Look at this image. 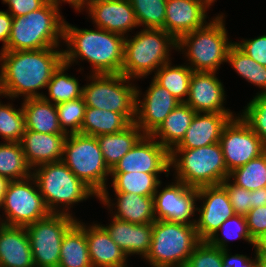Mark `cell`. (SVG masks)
<instances>
[{"mask_svg":"<svg viewBox=\"0 0 266 267\" xmlns=\"http://www.w3.org/2000/svg\"><path fill=\"white\" fill-rule=\"evenodd\" d=\"M58 48V49H57ZM64 62L59 47L30 51H0V92L10 99L43 97L53 73Z\"/></svg>","mask_w":266,"mask_h":267,"instance_id":"1","label":"cell"},{"mask_svg":"<svg viewBox=\"0 0 266 267\" xmlns=\"http://www.w3.org/2000/svg\"><path fill=\"white\" fill-rule=\"evenodd\" d=\"M125 37L104 29H79L64 22V63H77V58L87 60L91 74H122Z\"/></svg>","mask_w":266,"mask_h":267,"instance_id":"2","label":"cell"},{"mask_svg":"<svg viewBox=\"0 0 266 267\" xmlns=\"http://www.w3.org/2000/svg\"><path fill=\"white\" fill-rule=\"evenodd\" d=\"M59 8V5L47 2L40 9L29 12L25 16L13 17L7 47L3 51L60 47L65 19Z\"/></svg>","mask_w":266,"mask_h":267,"instance_id":"3","label":"cell"},{"mask_svg":"<svg viewBox=\"0 0 266 267\" xmlns=\"http://www.w3.org/2000/svg\"><path fill=\"white\" fill-rule=\"evenodd\" d=\"M124 40L122 74L129 79L144 78L170 62V50L177 40L163 29L143 28ZM156 69V70H155Z\"/></svg>","mask_w":266,"mask_h":267,"instance_id":"4","label":"cell"},{"mask_svg":"<svg viewBox=\"0 0 266 267\" xmlns=\"http://www.w3.org/2000/svg\"><path fill=\"white\" fill-rule=\"evenodd\" d=\"M224 18L223 14H218L203 28L186 33L177 40V51L185 52L191 64L187 66L192 71L217 72L220 65L227 62L234 42L229 41Z\"/></svg>","mask_w":266,"mask_h":267,"instance_id":"5","label":"cell"},{"mask_svg":"<svg viewBox=\"0 0 266 267\" xmlns=\"http://www.w3.org/2000/svg\"><path fill=\"white\" fill-rule=\"evenodd\" d=\"M32 170L39 192L51 213L72 215L69 210L74 206L73 204L86 201L92 196L98 198V195L82 182L62 160L41 164Z\"/></svg>","mask_w":266,"mask_h":267,"instance_id":"6","label":"cell"},{"mask_svg":"<svg viewBox=\"0 0 266 267\" xmlns=\"http://www.w3.org/2000/svg\"><path fill=\"white\" fill-rule=\"evenodd\" d=\"M171 167L176 170L177 181L194 188L222 184L230 174L219 142L194 149H173Z\"/></svg>","mask_w":266,"mask_h":267,"instance_id":"7","label":"cell"},{"mask_svg":"<svg viewBox=\"0 0 266 267\" xmlns=\"http://www.w3.org/2000/svg\"><path fill=\"white\" fill-rule=\"evenodd\" d=\"M152 226V241L144 258L148 264L151 267H185L201 242L195 225L155 220Z\"/></svg>","mask_w":266,"mask_h":267,"instance_id":"8","label":"cell"},{"mask_svg":"<svg viewBox=\"0 0 266 267\" xmlns=\"http://www.w3.org/2000/svg\"><path fill=\"white\" fill-rule=\"evenodd\" d=\"M62 161L98 197L107 190L110 170L104 162L95 136L67 134Z\"/></svg>","mask_w":266,"mask_h":267,"instance_id":"9","label":"cell"},{"mask_svg":"<svg viewBox=\"0 0 266 267\" xmlns=\"http://www.w3.org/2000/svg\"><path fill=\"white\" fill-rule=\"evenodd\" d=\"M90 75L91 82L82 86L86 107L124 114L134 123L137 87L130 81L135 79L123 74Z\"/></svg>","mask_w":266,"mask_h":267,"instance_id":"10","label":"cell"},{"mask_svg":"<svg viewBox=\"0 0 266 267\" xmlns=\"http://www.w3.org/2000/svg\"><path fill=\"white\" fill-rule=\"evenodd\" d=\"M76 222L75 216L50 213L25 226L35 267H58L63 236Z\"/></svg>","mask_w":266,"mask_h":267,"instance_id":"11","label":"cell"},{"mask_svg":"<svg viewBox=\"0 0 266 267\" xmlns=\"http://www.w3.org/2000/svg\"><path fill=\"white\" fill-rule=\"evenodd\" d=\"M2 208L5 217L2 220L0 218V223L9 226L25 227L51 213L32 175L25 179L8 182Z\"/></svg>","mask_w":266,"mask_h":267,"instance_id":"12","label":"cell"},{"mask_svg":"<svg viewBox=\"0 0 266 267\" xmlns=\"http://www.w3.org/2000/svg\"><path fill=\"white\" fill-rule=\"evenodd\" d=\"M219 143L229 173L266 151V145L239 114L224 127Z\"/></svg>","mask_w":266,"mask_h":267,"instance_id":"13","label":"cell"},{"mask_svg":"<svg viewBox=\"0 0 266 267\" xmlns=\"http://www.w3.org/2000/svg\"><path fill=\"white\" fill-rule=\"evenodd\" d=\"M161 184L162 182L153 196L155 220L195 225L196 219L190 220V218L197 211L195 202L198 200L197 188L175 180V183L172 182L171 185L159 190V187L162 188Z\"/></svg>","mask_w":266,"mask_h":267,"instance_id":"14","label":"cell"},{"mask_svg":"<svg viewBox=\"0 0 266 267\" xmlns=\"http://www.w3.org/2000/svg\"><path fill=\"white\" fill-rule=\"evenodd\" d=\"M197 193L198 200H202L203 204L197 207L199 218L195 228L200 241H207L235 212L226 189L221 184L197 188Z\"/></svg>","mask_w":266,"mask_h":267,"instance_id":"15","label":"cell"},{"mask_svg":"<svg viewBox=\"0 0 266 267\" xmlns=\"http://www.w3.org/2000/svg\"><path fill=\"white\" fill-rule=\"evenodd\" d=\"M170 152L151 135H144L110 173H170Z\"/></svg>","mask_w":266,"mask_h":267,"instance_id":"16","label":"cell"},{"mask_svg":"<svg viewBox=\"0 0 266 267\" xmlns=\"http://www.w3.org/2000/svg\"><path fill=\"white\" fill-rule=\"evenodd\" d=\"M147 89L140 100L142 94L139 87L136 88L134 123L145 135H151L181 102L153 79Z\"/></svg>","mask_w":266,"mask_h":267,"instance_id":"17","label":"cell"},{"mask_svg":"<svg viewBox=\"0 0 266 267\" xmlns=\"http://www.w3.org/2000/svg\"><path fill=\"white\" fill-rule=\"evenodd\" d=\"M216 72L193 71L185 103L198 113H233L224 107L225 89Z\"/></svg>","mask_w":266,"mask_h":267,"instance_id":"18","label":"cell"},{"mask_svg":"<svg viewBox=\"0 0 266 267\" xmlns=\"http://www.w3.org/2000/svg\"><path fill=\"white\" fill-rule=\"evenodd\" d=\"M85 8L97 28L127 37V32L139 27L129 0H98Z\"/></svg>","mask_w":266,"mask_h":267,"instance_id":"19","label":"cell"},{"mask_svg":"<svg viewBox=\"0 0 266 267\" xmlns=\"http://www.w3.org/2000/svg\"><path fill=\"white\" fill-rule=\"evenodd\" d=\"M207 10L200 0H167L164 30L178 40L208 23Z\"/></svg>","mask_w":266,"mask_h":267,"instance_id":"20","label":"cell"},{"mask_svg":"<svg viewBox=\"0 0 266 267\" xmlns=\"http://www.w3.org/2000/svg\"><path fill=\"white\" fill-rule=\"evenodd\" d=\"M234 117L233 113L196 112L184 138L174 149H194L219 142L224 127Z\"/></svg>","mask_w":266,"mask_h":267,"instance_id":"21","label":"cell"},{"mask_svg":"<svg viewBox=\"0 0 266 267\" xmlns=\"http://www.w3.org/2000/svg\"><path fill=\"white\" fill-rule=\"evenodd\" d=\"M111 218L112 221L109 225L100 224L107 231L111 239L128 257L138 254L144 259L149 252L152 241V223L134 224L115 217Z\"/></svg>","mask_w":266,"mask_h":267,"instance_id":"22","label":"cell"},{"mask_svg":"<svg viewBox=\"0 0 266 267\" xmlns=\"http://www.w3.org/2000/svg\"><path fill=\"white\" fill-rule=\"evenodd\" d=\"M67 134H47L25 130L21 145L28 165L33 169L38 165L61 161Z\"/></svg>","mask_w":266,"mask_h":267,"instance_id":"23","label":"cell"},{"mask_svg":"<svg viewBox=\"0 0 266 267\" xmlns=\"http://www.w3.org/2000/svg\"><path fill=\"white\" fill-rule=\"evenodd\" d=\"M116 203L109 197V193L105 190L98 200L107 205L112 211L115 205V212L112 216L134 224H151L155 221L153 196H140L127 192H115ZM113 206V207H112Z\"/></svg>","mask_w":266,"mask_h":267,"instance_id":"24","label":"cell"},{"mask_svg":"<svg viewBox=\"0 0 266 267\" xmlns=\"http://www.w3.org/2000/svg\"><path fill=\"white\" fill-rule=\"evenodd\" d=\"M0 267H35L25 227L0 223Z\"/></svg>","mask_w":266,"mask_h":267,"instance_id":"25","label":"cell"},{"mask_svg":"<svg viewBox=\"0 0 266 267\" xmlns=\"http://www.w3.org/2000/svg\"><path fill=\"white\" fill-rule=\"evenodd\" d=\"M86 240L92 267H113L127 263L128 256L100 224L86 226Z\"/></svg>","mask_w":266,"mask_h":267,"instance_id":"26","label":"cell"},{"mask_svg":"<svg viewBox=\"0 0 266 267\" xmlns=\"http://www.w3.org/2000/svg\"><path fill=\"white\" fill-rule=\"evenodd\" d=\"M22 110L27 130L47 134H66L60 128L56 106L43 97L24 99Z\"/></svg>","mask_w":266,"mask_h":267,"instance_id":"27","label":"cell"},{"mask_svg":"<svg viewBox=\"0 0 266 267\" xmlns=\"http://www.w3.org/2000/svg\"><path fill=\"white\" fill-rule=\"evenodd\" d=\"M195 114L189 105L181 102L151 136L171 152L184 138Z\"/></svg>","mask_w":266,"mask_h":267,"instance_id":"28","label":"cell"},{"mask_svg":"<svg viewBox=\"0 0 266 267\" xmlns=\"http://www.w3.org/2000/svg\"><path fill=\"white\" fill-rule=\"evenodd\" d=\"M144 135L135 123H131L120 132L103 134L96 137L104 162L110 171Z\"/></svg>","mask_w":266,"mask_h":267,"instance_id":"29","label":"cell"},{"mask_svg":"<svg viewBox=\"0 0 266 267\" xmlns=\"http://www.w3.org/2000/svg\"><path fill=\"white\" fill-rule=\"evenodd\" d=\"M58 267H92L84 222L77 220L63 236Z\"/></svg>","mask_w":266,"mask_h":267,"instance_id":"30","label":"cell"},{"mask_svg":"<svg viewBox=\"0 0 266 267\" xmlns=\"http://www.w3.org/2000/svg\"><path fill=\"white\" fill-rule=\"evenodd\" d=\"M131 123L124 114L86 107L80 133L97 137L120 132Z\"/></svg>","mask_w":266,"mask_h":267,"instance_id":"31","label":"cell"},{"mask_svg":"<svg viewBox=\"0 0 266 267\" xmlns=\"http://www.w3.org/2000/svg\"><path fill=\"white\" fill-rule=\"evenodd\" d=\"M193 71L186 65L163 64L153 75V80L166 88L179 102H185L189 93Z\"/></svg>","mask_w":266,"mask_h":267,"instance_id":"32","label":"cell"},{"mask_svg":"<svg viewBox=\"0 0 266 267\" xmlns=\"http://www.w3.org/2000/svg\"><path fill=\"white\" fill-rule=\"evenodd\" d=\"M158 174L144 172L110 173L114 192H127L140 196H154L162 182Z\"/></svg>","mask_w":266,"mask_h":267,"instance_id":"33","label":"cell"},{"mask_svg":"<svg viewBox=\"0 0 266 267\" xmlns=\"http://www.w3.org/2000/svg\"><path fill=\"white\" fill-rule=\"evenodd\" d=\"M32 175L19 142L0 143V176L8 181L25 179Z\"/></svg>","mask_w":266,"mask_h":267,"instance_id":"34","label":"cell"},{"mask_svg":"<svg viewBox=\"0 0 266 267\" xmlns=\"http://www.w3.org/2000/svg\"><path fill=\"white\" fill-rule=\"evenodd\" d=\"M69 67L63 62L47 84L49 97L43 95V98L54 105L82 97L83 87H80L78 78L65 73Z\"/></svg>","mask_w":266,"mask_h":267,"instance_id":"35","label":"cell"},{"mask_svg":"<svg viewBox=\"0 0 266 267\" xmlns=\"http://www.w3.org/2000/svg\"><path fill=\"white\" fill-rule=\"evenodd\" d=\"M227 63H230L242 79L262 89L257 94L266 95L265 66L250 58L235 43L229 49Z\"/></svg>","mask_w":266,"mask_h":267,"instance_id":"36","label":"cell"},{"mask_svg":"<svg viewBox=\"0 0 266 267\" xmlns=\"http://www.w3.org/2000/svg\"><path fill=\"white\" fill-rule=\"evenodd\" d=\"M233 183L249 191L266 187V151L229 174Z\"/></svg>","mask_w":266,"mask_h":267,"instance_id":"37","label":"cell"},{"mask_svg":"<svg viewBox=\"0 0 266 267\" xmlns=\"http://www.w3.org/2000/svg\"><path fill=\"white\" fill-rule=\"evenodd\" d=\"M219 231H221L220 233L222 235L220 237ZM239 238L250 243L252 246L254 245V240L251 238L248 231L245 216L235 214L234 216L223 222L217 232L212 237H210L207 242L211 246L220 248L221 250H227V243L229 242L228 240H235Z\"/></svg>","mask_w":266,"mask_h":267,"instance_id":"38","label":"cell"},{"mask_svg":"<svg viewBox=\"0 0 266 267\" xmlns=\"http://www.w3.org/2000/svg\"><path fill=\"white\" fill-rule=\"evenodd\" d=\"M129 2L139 26L164 30L167 0H129Z\"/></svg>","mask_w":266,"mask_h":267,"instance_id":"39","label":"cell"},{"mask_svg":"<svg viewBox=\"0 0 266 267\" xmlns=\"http://www.w3.org/2000/svg\"><path fill=\"white\" fill-rule=\"evenodd\" d=\"M25 117L21 108L0 102V136L5 142H21L25 133Z\"/></svg>","mask_w":266,"mask_h":267,"instance_id":"40","label":"cell"},{"mask_svg":"<svg viewBox=\"0 0 266 267\" xmlns=\"http://www.w3.org/2000/svg\"><path fill=\"white\" fill-rule=\"evenodd\" d=\"M55 106L62 131L66 134L80 133L86 111L83 96L74 100L59 103Z\"/></svg>","mask_w":266,"mask_h":267,"instance_id":"41","label":"cell"},{"mask_svg":"<svg viewBox=\"0 0 266 267\" xmlns=\"http://www.w3.org/2000/svg\"><path fill=\"white\" fill-rule=\"evenodd\" d=\"M239 115L266 145V95L257 94Z\"/></svg>","mask_w":266,"mask_h":267,"instance_id":"42","label":"cell"},{"mask_svg":"<svg viewBox=\"0 0 266 267\" xmlns=\"http://www.w3.org/2000/svg\"><path fill=\"white\" fill-rule=\"evenodd\" d=\"M222 250L201 241L193 250L185 267H222Z\"/></svg>","mask_w":266,"mask_h":267,"instance_id":"43","label":"cell"},{"mask_svg":"<svg viewBox=\"0 0 266 267\" xmlns=\"http://www.w3.org/2000/svg\"><path fill=\"white\" fill-rule=\"evenodd\" d=\"M227 178L221 185L226 189L235 214L245 216L251 209V191L237 186Z\"/></svg>","mask_w":266,"mask_h":267,"instance_id":"44","label":"cell"},{"mask_svg":"<svg viewBox=\"0 0 266 267\" xmlns=\"http://www.w3.org/2000/svg\"><path fill=\"white\" fill-rule=\"evenodd\" d=\"M234 43L250 58L266 67V35Z\"/></svg>","mask_w":266,"mask_h":267,"instance_id":"45","label":"cell"},{"mask_svg":"<svg viewBox=\"0 0 266 267\" xmlns=\"http://www.w3.org/2000/svg\"><path fill=\"white\" fill-rule=\"evenodd\" d=\"M245 218L249 234L253 240L266 232V206L250 209Z\"/></svg>","mask_w":266,"mask_h":267,"instance_id":"46","label":"cell"},{"mask_svg":"<svg viewBox=\"0 0 266 267\" xmlns=\"http://www.w3.org/2000/svg\"><path fill=\"white\" fill-rule=\"evenodd\" d=\"M47 2V0H6L3 3L8 4L7 12L12 17H19L40 9Z\"/></svg>","mask_w":266,"mask_h":267,"instance_id":"47","label":"cell"},{"mask_svg":"<svg viewBox=\"0 0 266 267\" xmlns=\"http://www.w3.org/2000/svg\"><path fill=\"white\" fill-rule=\"evenodd\" d=\"M229 249L222 250V267H257V255L255 259H251L243 254L229 255Z\"/></svg>","mask_w":266,"mask_h":267,"instance_id":"48","label":"cell"},{"mask_svg":"<svg viewBox=\"0 0 266 267\" xmlns=\"http://www.w3.org/2000/svg\"><path fill=\"white\" fill-rule=\"evenodd\" d=\"M13 17L7 12L0 10V41L3 42V51L7 47V42L10 36Z\"/></svg>","mask_w":266,"mask_h":267,"instance_id":"49","label":"cell"},{"mask_svg":"<svg viewBox=\"0 0 266 267\" xmlns=\"http://www.w3.org/2000/svg\"><path fill=\"white\" fill-rule=\"evenodd\" d=\"M266 206V187L251 191V209Z\"/></svg>","mask_w":266,"mask_h":267,"instance_id":"50","label":"cell"},{"mask_svg":"<svg viewBox=\"0 0 266 267\" xmlns=\"http://www.w3.org/2000/svg\"><path fill=\"white\" fill-rule=\"evenodd\" d=\"M253 247L257 258H266V232L254 240Z\"/></svg>","mask_w":266,"mask_h":267,"instance_id":"51","label":"cell"},{"mask_svg":"<svg viewBox=\"0 0 266 267\" xmlns=\"http://www.w3.org/2000/svg\"><path fill=\"white\" fill-rule=\"evenodd\" d=\"M48 2H52L54 4L60 5L62 2H66L74 7V9L78 12L83 10V0H47Z\"/></svg>","mask_w":266,"mask_h":267,"instance_id":"52","label":"cell"},{"mask_svg":"<svg viewBox=\"0 0 266 267\" xmlns=\"http://www.w3.org/2000/svg\"><path fill=\"white\" fill-rule=\"evenodd\" d=\"M8 182L9 181L6 178L0 176V208L2 207L3 204V198Z\"/></svg>","mask_w":266,"mask_h":267,"instance_id":"53","label":"cell"},{"mask_svg":"<svg viewBox=\"0 0 266 267\" xmlns=\"http://www.w3.org/2000/svg\"><path fill=\"white\" fill-rule=\"evenodd\" d=\"M257 267H266V258H257Z\"/></svg>","mask_w":266,"mask_h":267,"instance_id":"54","label":"cell"},{"mask_svg":"<svg viewBox=\"0 0 266 267\" xmlns=\"http://www.w3.org/2000/svg\"><path fill=\"white\" fill-rule=\"evenodd\" d=\"M208 9L216 0H200Z\"/></svg>","mask_w":266,"mask_h":267,"instance_id":"55","label":"cell"},{"mask_svg":"<svg viewBox=\"0 0 266 267\" xmlns=\"http://www.w3.org/2000/svg\"><path fill=\"white\" fill-rule=\"evenodd\" d=\"M98 1V0H83V9L85 8V6H88L89 4Z\"/></svg>","mask_w":266,"mask_h":267,"instance_id":"56","label":"cell"},{"mask_svg":"<svg viewBox=\"0 0 266 267\" xmlns=\"http://www.w3.org/2000/svg\"><path fill=\"white\" fill-rule=\"evenodd\" d=\"M113 267H128V266H127V263H125V264L118 265V266H113Z\"/></svg>","mask_w":266,"mask_h":267,"instance_id":"57","label":"cell"}]
</instances>
